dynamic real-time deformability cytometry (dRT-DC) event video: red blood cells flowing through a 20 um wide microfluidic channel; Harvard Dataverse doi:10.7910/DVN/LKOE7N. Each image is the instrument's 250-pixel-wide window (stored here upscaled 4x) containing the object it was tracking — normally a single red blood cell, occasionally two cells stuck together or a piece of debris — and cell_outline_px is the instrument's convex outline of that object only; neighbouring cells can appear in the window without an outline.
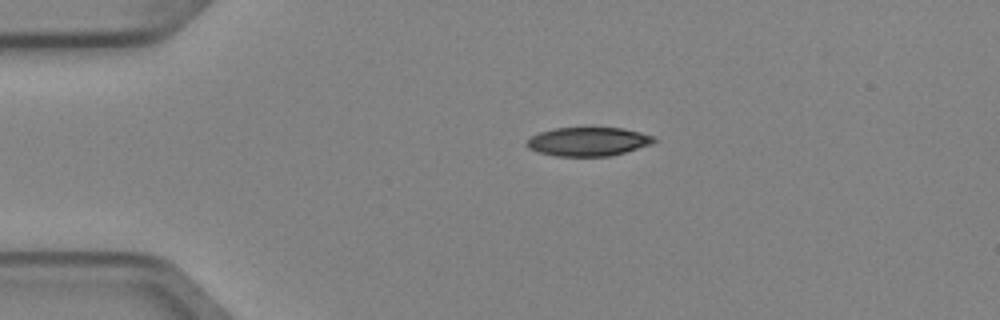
{"species": "Egyptian fruit bat (a non-hibernating species)", "species_latin": "Rousettus aegyptiacus", "temperature_condition": "cold", "stored_images_in_passage": 2, "camera_frame_rate_fps": 3000, "um_per_image_px": 0.085, "animal": {"sex": "female"}, "frame": {"image": 1, "passage_image": 1, "time_ms": 0.0, "image_size_px": [1000, 320], "cell_outline_px": [[656, 140], [652, 144], [624, 152], [608, 156], [556, 156], [540, 152], [528, 148], [524, 144], [532, 136], [540, 132], [556, 128], [624, 128], [640, 132], [652, 136]], "centroid_in_image_um": [49.98, 12.03], "position_along_channel_um": 35.0, "area_um2": 21.1}}